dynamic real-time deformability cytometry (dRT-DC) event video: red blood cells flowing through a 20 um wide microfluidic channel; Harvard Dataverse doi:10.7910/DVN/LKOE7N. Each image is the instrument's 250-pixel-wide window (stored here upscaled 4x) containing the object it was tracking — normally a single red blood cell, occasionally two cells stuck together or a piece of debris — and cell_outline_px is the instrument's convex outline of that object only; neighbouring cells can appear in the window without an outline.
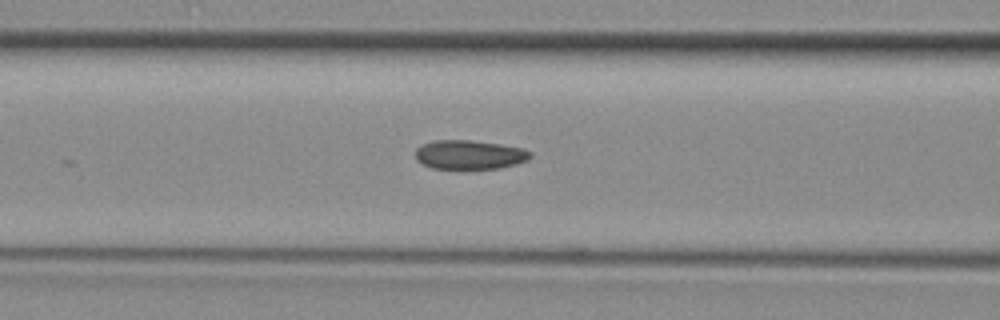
{"species": "common noctule bat (a hibernating species)", "species_latin": "Nyctalus noctula", "temperature_condition": "room temperature", "stored_images_in_passage": 25, "camera_frame_rate_fps": 3000, "um_per_image_px": 0.085, "animal": {"sex": "female", "body_mass_g": 29.2, "forearm_length_mm": 56.3}, "frame": {"image": 1, "passage_image": 7, "time_ms": 2.0, "image_size_px": [1000, 320], "cell_outline_px": [[532, 156], [528, 160], [516, 164], [500, 168], [432, 168], [416, 160], [416, 148], [424, 144], [436, 140], [468, 140], [500, 144], [524, 148], [532, 152]], "centroid_in_image_um": [39.95, 13.14], "position_along_channel_um": 126.7, "area_um2": 19.36}}
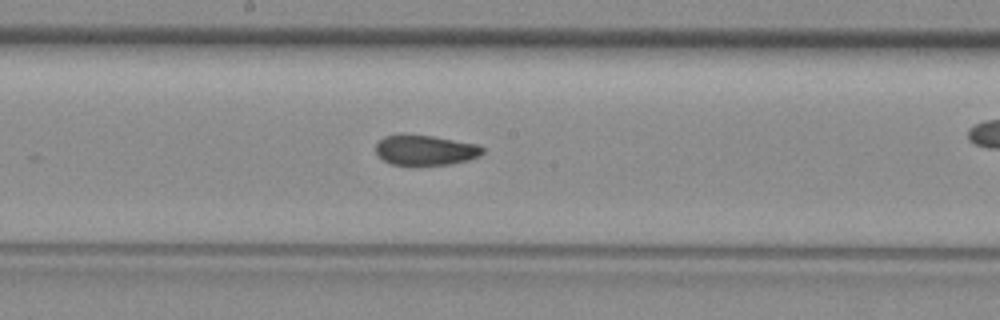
{"frame": {"image": 2, "passage_image": 13, "time_ms": 4.0, "image_size_px": [1000, 320], "cell_outline_px": [[484, 152], [480, 156], [468, 160], [452, 164], [392, 164], [384, 160], [376, 152], [376, 144], [384, 136], [400, 132], [404, 132], [432, 136], [480, 144], [484, 148]], "centroid_in_image_um": [36.17, 12.72], "position_along_channel_um": 212.0, "area_um2": 19.07}}
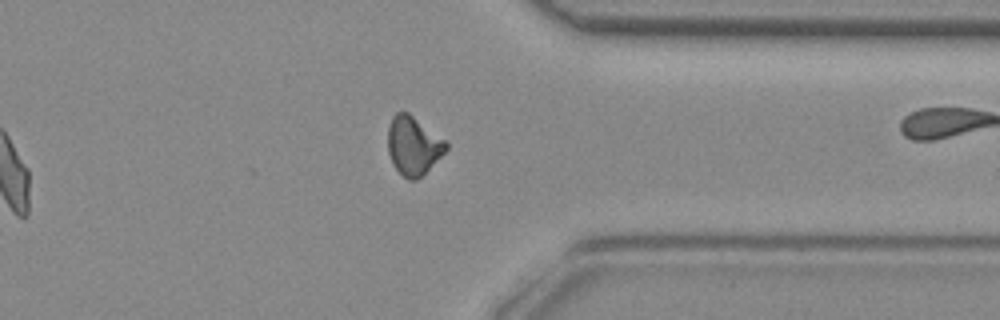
{"frame": {"image": 3, "passage_image": 25, "time_ms": 8.0, "image_size_px": [1000, 320], "cell_outline_px": [[448, 148], [416, 180], [408, 180], [392, 164], [388, 152], [388, 128], [392, 116], [396, 112], [408, 112], [448, 140]], "centroid_in_image_um": [35.13, 12.34], "position_along_channel_um": 376.3, "area_um2": 19.83}}